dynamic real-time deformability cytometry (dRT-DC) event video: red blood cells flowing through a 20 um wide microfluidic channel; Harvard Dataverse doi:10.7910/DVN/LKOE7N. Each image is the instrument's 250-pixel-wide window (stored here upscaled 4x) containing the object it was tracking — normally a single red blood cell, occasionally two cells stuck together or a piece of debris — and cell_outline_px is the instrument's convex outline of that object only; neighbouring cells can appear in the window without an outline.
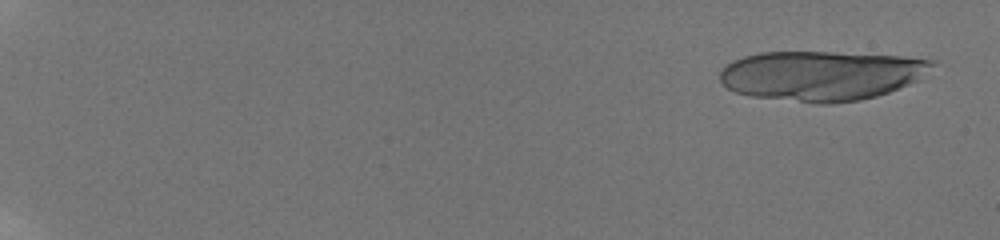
{"species": "human", "species_latin": "Homo sapiens", "temperature_condition": "room temperature", "stored_images_in_passage": 25, "camera_frame_rate_fps": 3000, "um_per_image_px": 0.085, "donor": {"sex": "male"}, "frame": {"image": 1, "passage_image": 2, "time_ms": 0.333, "image_size_px": [1000, 240], "cell_outline_px": [[936, 64], [916, 80], [908, 84], [888, 92], [876, 96], [860, 100], [832, 104], [816, 104], [752, 96], [736, 92], [728, 88], [720, 80], [720, 72], [724, 64], [732, 60], [744, 56], [760, 52], [832, 52], [900, 56], [936, 60]], "centroid_in_image_um": [69.78, 6.42], "position_along_channel_um": 15.2, "area_um2": 61.67}}